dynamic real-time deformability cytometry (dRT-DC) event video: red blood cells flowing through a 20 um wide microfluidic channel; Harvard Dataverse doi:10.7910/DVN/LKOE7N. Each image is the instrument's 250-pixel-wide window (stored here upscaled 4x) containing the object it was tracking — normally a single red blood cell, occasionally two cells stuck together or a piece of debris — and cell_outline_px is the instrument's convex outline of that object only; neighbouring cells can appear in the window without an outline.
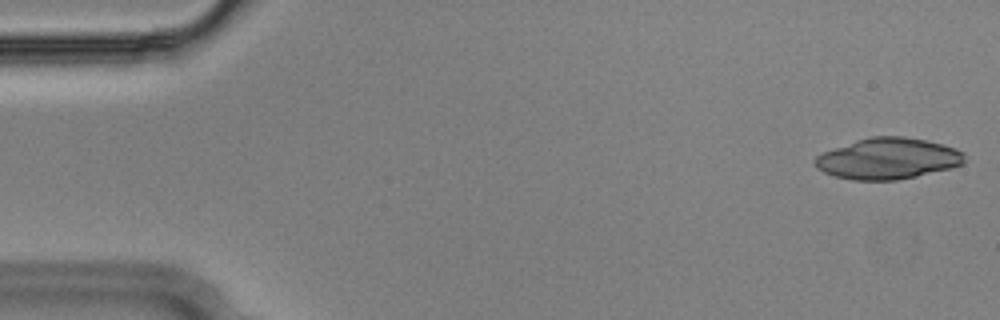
{"species": "Egyptian fruit bat (a non-hibernating species)", "species_latin": "Rousettus aegyptiacus", "temperature_condition": "cold", "stored_images_in_passage": 20, "camera_frame_rate_fps": 3000, "um_per_image_px": 0.085, "animal": {"sex": "male"}, "frame": {"image": 1, "passage_image": 1, "time_ms": 0.0, "image_size_px": [1000, 320], "cell_outline_px": [[964, 164], [916, 176], [896, 180], [852, 180], [832, 176], [816, 168], [816, 156], [824, 152], [856, 140], [872, 136], [904, 136], [924, 140], [956, 148], [964, 152]], "centroid_in_image_um": [75.46, 13.48], "position_along_channel_um": 9.5, "area_um2": 35.55}}